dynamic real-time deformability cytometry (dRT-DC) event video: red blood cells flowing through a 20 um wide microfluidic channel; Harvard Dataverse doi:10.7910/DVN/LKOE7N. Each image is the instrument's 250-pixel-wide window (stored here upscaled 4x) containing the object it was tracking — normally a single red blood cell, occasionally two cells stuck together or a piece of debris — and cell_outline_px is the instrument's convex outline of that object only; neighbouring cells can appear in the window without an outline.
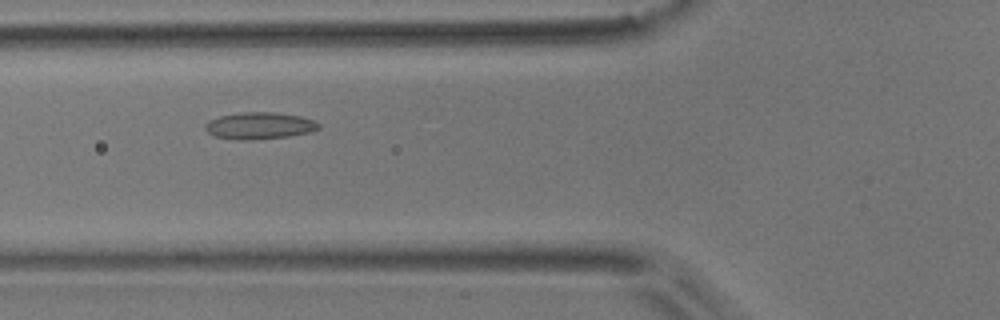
{"species": "common noctule bat (a hibernating species)", "species_latin": "Nyctalus noctula", "temperature_condition": "room temperature", "stored_images_in_passage": 4, "camera_frame_rate_fps": 3000, "um_per_image_px": 0.085, "animal": {"sex": "male", "body_mass_g": 17.9}, "frame": {"image": 1, "passage_image": 3, "time_ms": 0.667, "image_size_px": [1000, 320], "cell_outline_px": [[320, 128], [312, 132], [288, 136], [252, 140], [236, 140], [212, 136], [204, 128], [204, 124], [208, 120], [220, 116], [244, 112], [276, 112], [300, 116], [312, 120], [320, 124]], "centroid_in_image_um": [22.03, 10.69], "position_along_channel_um": 103.8, "area_um2": 17.92}}
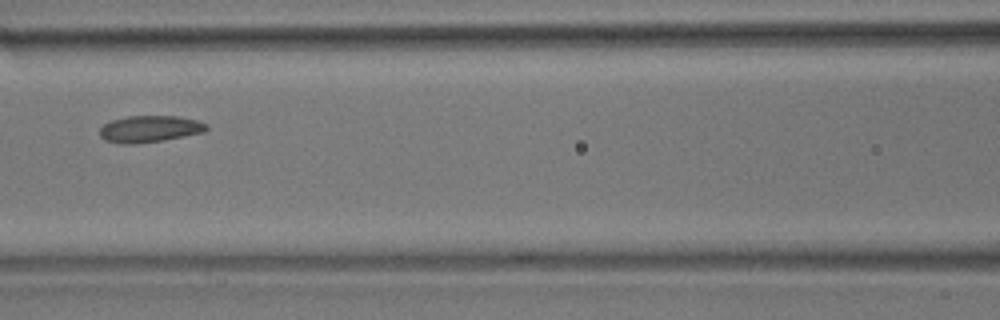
{"frame": {"image": 2, "passage_image": 4, "time_ms": 1.0, "image_size_px": [1000, 320], "cell_outline_px": [[208, 128], [204, 132], [160, 140], [132, 144], [124, 144], [104, 140], [100, 136], [100, 128], [104, 124], [112, 120], [128, 116], [180, 116], [196, 120], [208, 124]], "centroid_in_image_um": [12.71, 10.95], "position_along_channel_um": 153.9, "area_um2": 16.42}}